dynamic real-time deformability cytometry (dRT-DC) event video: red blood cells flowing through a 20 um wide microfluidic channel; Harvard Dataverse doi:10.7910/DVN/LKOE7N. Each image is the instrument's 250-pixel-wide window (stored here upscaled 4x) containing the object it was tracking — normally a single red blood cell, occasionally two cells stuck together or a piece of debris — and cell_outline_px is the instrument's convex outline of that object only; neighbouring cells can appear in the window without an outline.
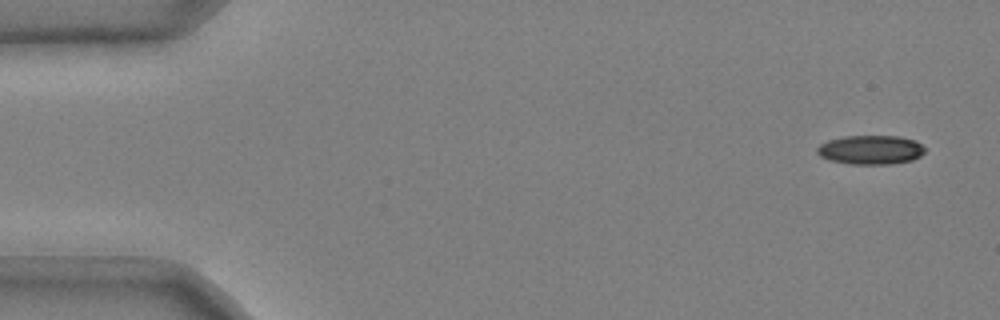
{"species": "common noctule bat (a hibernating species)", "species_latin": "Nyctalus noctula", "temperature_condition": "cold", "stored_images_in_passage": 48, "camera_frame_rate_fps": 3000, "um_per_image_px": 0.085, "animal": {"sex": "male", "body_mass_g": 20.4}, "frame": {"image": 1, "passage_image": 1, "time_ms": 0.0, "image_size_px": [1000, 320], "cell_outline_px": [[924, 152], [920, 156], [912, 160], [892, 164], [848, 164], [828, 160], [820, 156], [816, 152], [816, 148], [820, 144], [828, 140], [844, 136], [900, 136], [916, 140], [924, 148]], "centroid_in_image_um": [73.98, 12.73], "position_along_channel_um": 11.0, "area_um2": 18.44}}
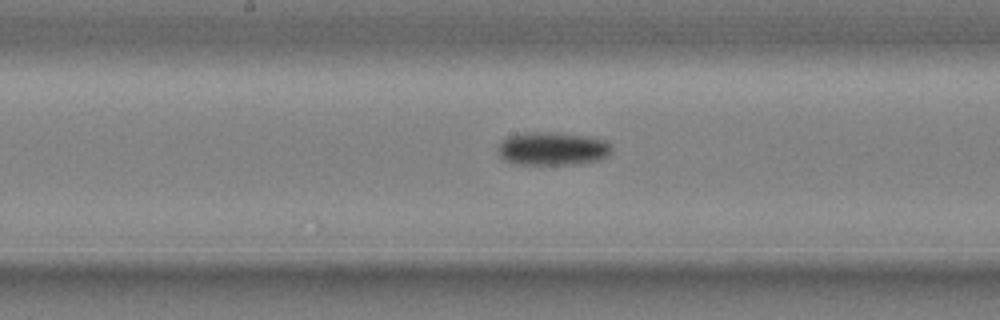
{"frame": {"image": 2, "passage_image": 26, "time_ms": 8.333, "image_size_px": [1000, 320], "cell_outline_px": [[612, 148], [608, 156], [596, 160], [572, 164], [512, 164], [504, 160], [496, 152], [496, 148], [508, 136], [524, 132], [552, 132], [592, 136], [608, 140]], "centroid_in_image_um": [46.95, 12.62], "position_along_channel_um": 201.2, "area_um2": 22.31}}
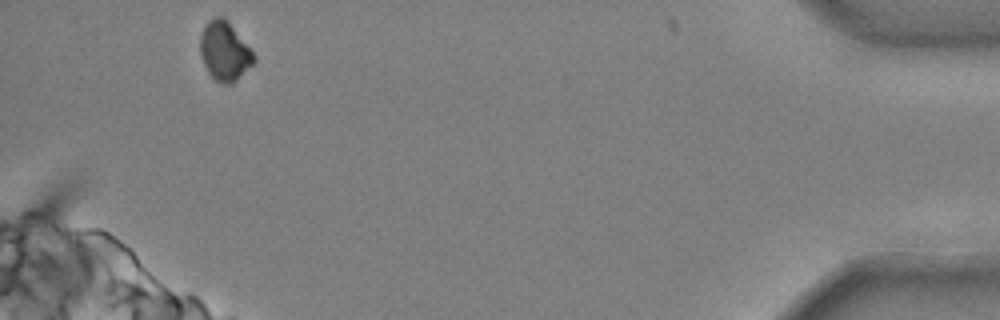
{"frame": {"image": 3, "passage_image": 48, "time_ms": 15.667, "image_size_px": [1000, 320], "cell_outline_px": [[256, 60], [232, 84], [224, 84], [216, 80], [208, 72], [204, 64], [200, 52], [200, 40], [204, 28], [208, 20], [216, 16], [220, 16], [228, 20], [256, 56]], "centroid_in_image_um": [19.09, 4.34], "position_along_channel_um": 416.1, "area_um2": 18.21}, "authors_computed_cell_mechanics": {"area_um2": 20.23, "velocity_mm_per_s": 3.718, "shape_relaxation_time_tau1_ms": 3.6398, "shape_relaxation_time_tau2_ms": null, "deformation_change_tau1": 0.0915, "deformation_change_tau2": null}}